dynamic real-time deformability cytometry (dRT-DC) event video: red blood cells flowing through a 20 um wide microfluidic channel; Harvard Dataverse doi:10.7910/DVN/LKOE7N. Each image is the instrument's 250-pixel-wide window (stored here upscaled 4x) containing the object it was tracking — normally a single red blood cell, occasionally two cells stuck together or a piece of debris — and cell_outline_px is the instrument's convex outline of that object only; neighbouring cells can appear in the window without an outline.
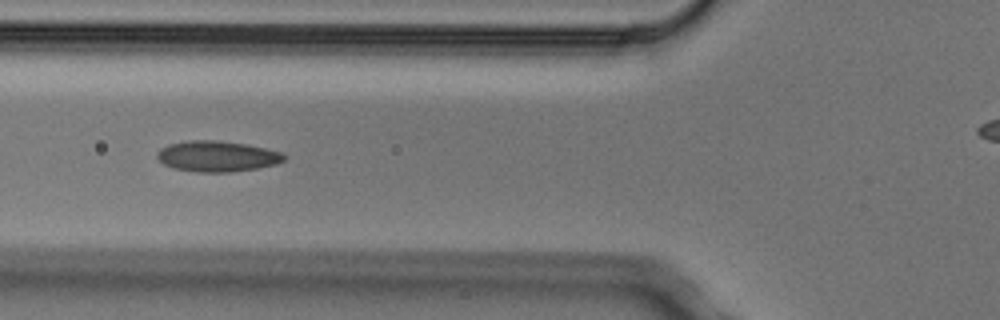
{"species": "Egyptian fruit bat (a non-hibernating species)", "species_latin": "Rousettus aegyptiacus", "temperature_condition": "cold", "stored_images_in_passage": 7, "camera_frame_rate_fps": 3000, "um_per_image_px": 0.085, "animal": {"sex": "male"}, "frame": {"image": 1, "passage_image": 6, "time_ms": 1.667, "image_size_px": [1000, 320], "cell_outline_px": [[288, 156], [284, 160], [276, 164], [256, 168], [232, 172], [196, 172], [172, 168], [164, 164], [156, 156], [156, 152], [160, 148], [168, 144], [192, 140], [216, 140], [248, 144], [284, 152]], "centroid_in_image_um": [18.47, 13.28], "position_along_channel_um": 107.3, "area_um2": 23.0}}
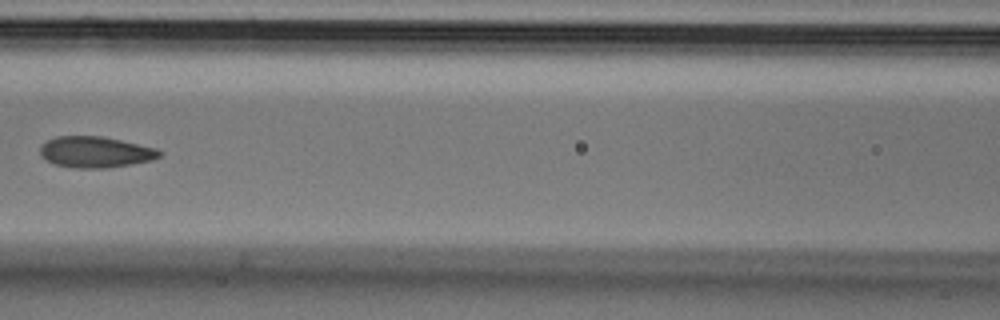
{"frame": {"image": 2, "passage_image": 7, "time_ms": 2.0, "image_size_px": [1000, 320], "cell_outline_px": [[164, 152], [160, 156], [152, 160], [132, 164], [108, 168], [72, 168], [56, 164], [44, 160], [40, 156], [40, 144], [56, 136], [104, 136], [156, 148]], "centroid_in_image_um": [8.09, 12.92], "position_along_channel_um": 158.5, "area_um2": 21.91}}